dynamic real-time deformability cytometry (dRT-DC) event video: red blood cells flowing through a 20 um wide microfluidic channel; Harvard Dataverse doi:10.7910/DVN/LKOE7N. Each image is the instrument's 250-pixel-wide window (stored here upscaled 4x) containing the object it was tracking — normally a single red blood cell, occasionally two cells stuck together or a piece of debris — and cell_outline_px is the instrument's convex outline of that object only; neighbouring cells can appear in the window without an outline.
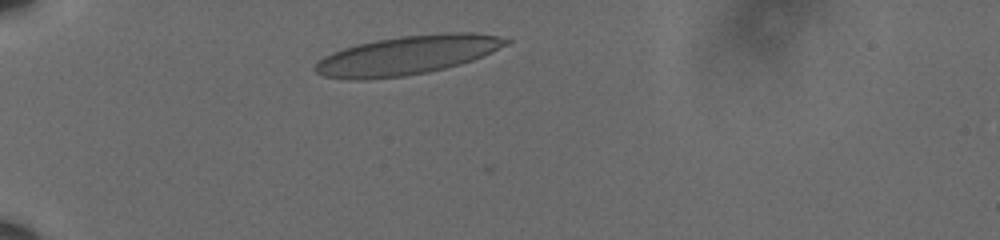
{"species": "human", "species_latin": "Homo sapiens", "temperature_condition": "cold", "stored_images_in_passage": 4, "camera_frame_rate_fps": 3000, "um_per_image_px": 0.085, "donor": {"sex": "male"}, "frame": {"image": 1, "passage_image": 2, "time_ms": 0.333, "image_size_px": [1000, 240], "cell_outline_px": [[512, 40], [508, 44], [492, 52], [472, 60], [460, 64], [428, 72], [404, 76], [368, 80], [348, 80], [324, 76], [316, 72], [316, 64], [324, 56], [332, 52], [356, 44], [376, 40], [400, 36], [440, 32], [472, 32], [496, 36]], "centroid_in_image_um": [34.61, 4.69], "position_along_channel_um": 50.4, "area_um2": 43.35}}
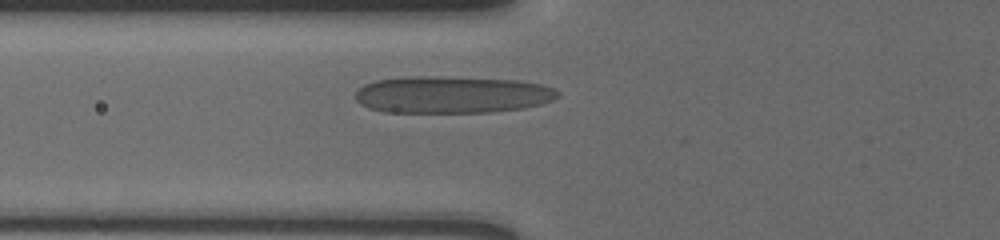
{"frame": {"image": 2, "passage_image": 4, "time_ms": 1.0, "image_size_px": [1000, 240], "cell_outline_px": [[560, 96], [552, 100], [540, 104], [524, 108], [492, 112], [384, 112], [368, 108], [360, 104], [356, 100], [356, 92], [364, 84], [376, 80], [404, 76], [440, 76], [520, 80], [544, 84], [560, 92]], "centroid_in_image_um": [38.43, 8.03], "position_along_channel_um": 87.4, "area_um2": 44.16}}